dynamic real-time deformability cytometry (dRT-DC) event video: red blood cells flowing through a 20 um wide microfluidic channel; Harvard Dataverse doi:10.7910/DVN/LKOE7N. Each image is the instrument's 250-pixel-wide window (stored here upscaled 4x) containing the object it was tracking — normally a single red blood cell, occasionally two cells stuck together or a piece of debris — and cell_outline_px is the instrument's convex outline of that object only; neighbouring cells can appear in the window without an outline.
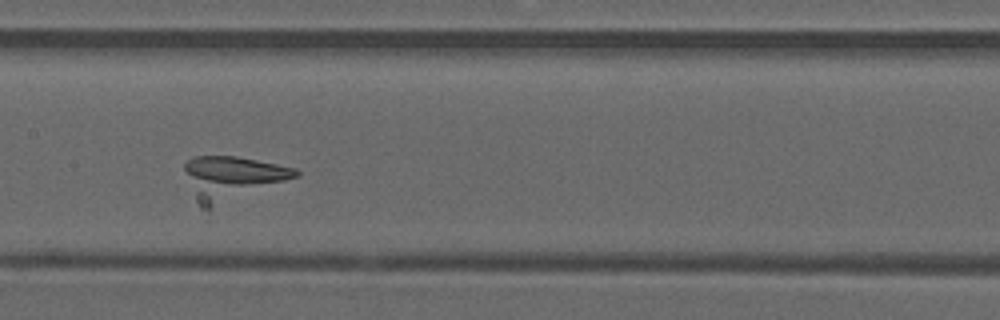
{"species": "common noctule bat (a hibernating species)", "species_latin": "Nyctalus noctula", "temperature_condition": "warm", "stored_images_in_passage": 8, "camera_frame_rate_fps": 3000, "um_per_image_px": 0.085, "animal": {"sex": "male", "forearm_length_mm": 52.5}, "frame": {"image": 1, "passage_image": 7, "time_ms": 2.0, "image_size_px": [1000, 320], "cell_outline_px": [[300, 176], [208, 208], [200, 208], [196, 200], [184, 168], [184, 164], [192, 156], [236, 156], [296, 168], [300, 172]], "centroid_in_image_um": [19.73, 15.1], "position_along_channel_um": 187.7, "area_um2": 27.51}}
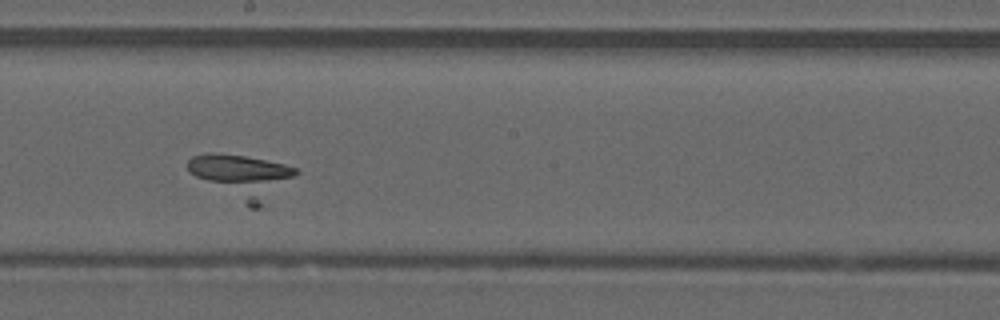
{"frame": {"image": 2, "passage_image": 8, "time_ms": 2.333, "image_size_px": [1000, 320], "cell_outline_px": [[300, 172], [260, 208], [248, 208], [188, 172], [188, 160], [192, 156], [212, 152], [244, 156], [284, 164], [300, 168]], "centroid_in_image_um": [20.6, 15.01], "position_along_channel_um": 227.6, "area_um2": 27.46}}